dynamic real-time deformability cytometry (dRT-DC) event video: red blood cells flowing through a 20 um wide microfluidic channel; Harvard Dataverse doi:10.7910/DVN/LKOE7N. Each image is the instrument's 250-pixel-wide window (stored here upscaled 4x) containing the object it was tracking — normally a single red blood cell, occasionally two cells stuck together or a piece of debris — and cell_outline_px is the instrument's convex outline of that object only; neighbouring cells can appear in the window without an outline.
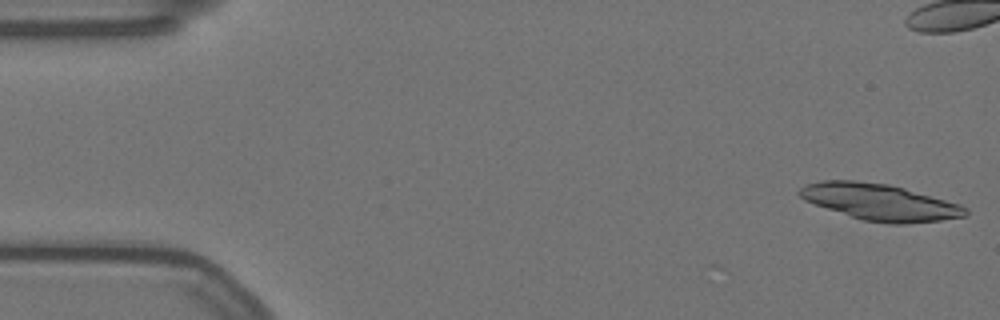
{"species": "Egyptian fruit bat (a non-hibernating species)", "species_latin": "Rousettus aegyptiacus", "temperature_condition": "warm", "stored_images_in_passage": 16, "camera_frame_rate_fps": 3000, "um_per_image_px": 0.085, "animal": {"sex": "female"}, "frame": {"image": 1, "passage_image": 1, "time_ms": 0.0, "image_size_px": [1000, 320], "cell_outline_px": [[968, 216], [940, 220], [904, 224], [892, 224], [864, 220], [804, 200], [796, 192], [804, 184], [820, 180], [856, 180], [888, 184], [904, 188], [960, 204], [968, 208]], "centroid_in_image_um": [74.79, 17.16], "position_along_channel_um": 10.2, "area_um2": 35.03}}